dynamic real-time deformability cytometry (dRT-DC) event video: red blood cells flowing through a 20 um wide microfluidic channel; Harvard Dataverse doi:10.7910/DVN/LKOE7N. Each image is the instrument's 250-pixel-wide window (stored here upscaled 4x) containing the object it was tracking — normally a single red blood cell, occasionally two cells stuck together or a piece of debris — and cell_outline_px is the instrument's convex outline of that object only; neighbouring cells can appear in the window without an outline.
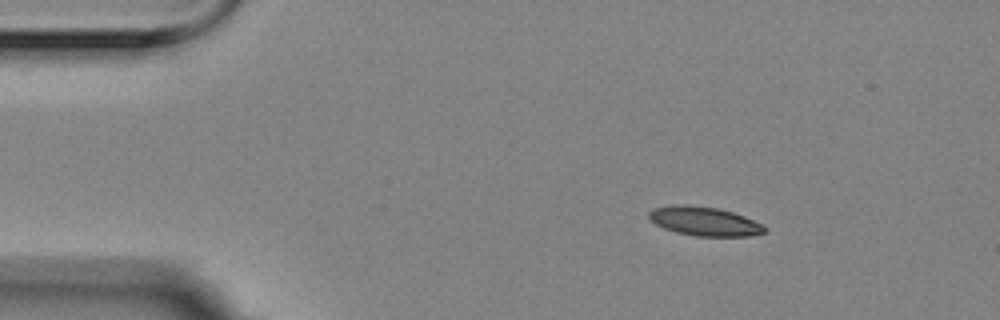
{"species": "Egyptian fruit bat (a non-hibernating species)", "species_latin": "Rousettus aegyptiacus", "temperature_condition": "room temperature", "stored_images_in_passage": 6, "camera_frame_rate_fps": 3000, "um_per_image_px": 0.085, "animal": {"sex": "female"}, "frame": {"image": 1, "passage_image": 1, "time_ms": 0.0, "image_size_px": [1000, 320], "cell_outline_px": [[768, 228], [764, 232], [752, 236], [696, 236], [676, 232], [664, 228], [648, 220], [648, 212], [652, 208], [672, 204], [688, 204], [720, 208], [744, 216], [764, 224]], "centroid_in_image_um": [59.86, 18.79], "position_along_channel_um": 25.1, "area_um2": 19.94}}
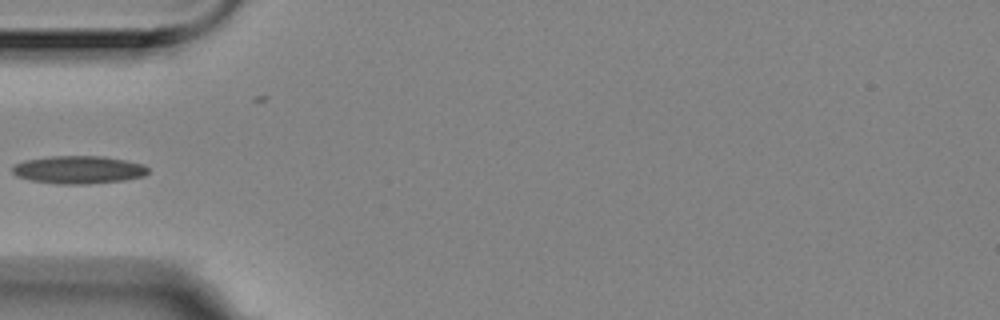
{"frame": {"image": 2, "passage_image": 4, "time_ms": 1.0, "image_size_px": [1000, 320], "cell_outline_px": [[148, 172], [144, 176], [124, 180], [88, 184], [56, 184], [32, 180], [16, 176], [12, 172], [12, 168], [16, 164], [24, 160], [52, 156], [104, 156], [144, 164], [148, 168]], "centroid_in_image_um": [6.68, 14.43], "position_along_channel_um": 78.3, "area_um2": 22.02}}
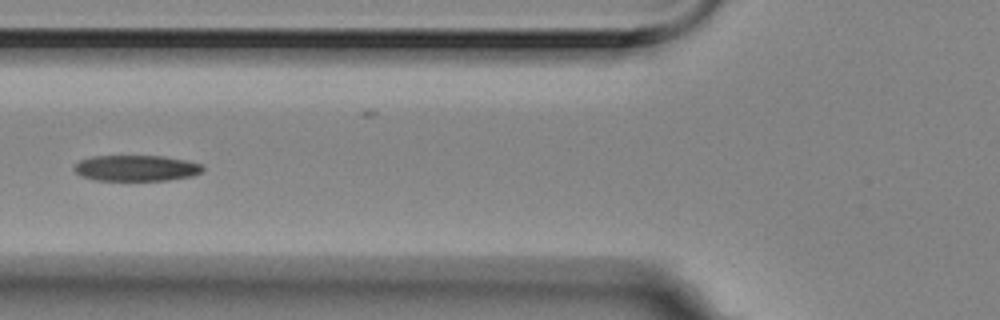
{"frame": {"image": 3, "passage_image": 5, "time_ms": 1.333, "image_size_px": [1000, 320], "cell_outline_px": [[204, 168], [200, 172], [192, 176], [168, 180], [96, 180], [84, 176], [76, 172], [72, 168], [80, 160], [92, 156], [164, 156], [184, 160], [200, 164]], "centroid_in_image_um": [11.57, 14.28], "position_along_channel_um": 114.2, "area_um2": 19.19}}